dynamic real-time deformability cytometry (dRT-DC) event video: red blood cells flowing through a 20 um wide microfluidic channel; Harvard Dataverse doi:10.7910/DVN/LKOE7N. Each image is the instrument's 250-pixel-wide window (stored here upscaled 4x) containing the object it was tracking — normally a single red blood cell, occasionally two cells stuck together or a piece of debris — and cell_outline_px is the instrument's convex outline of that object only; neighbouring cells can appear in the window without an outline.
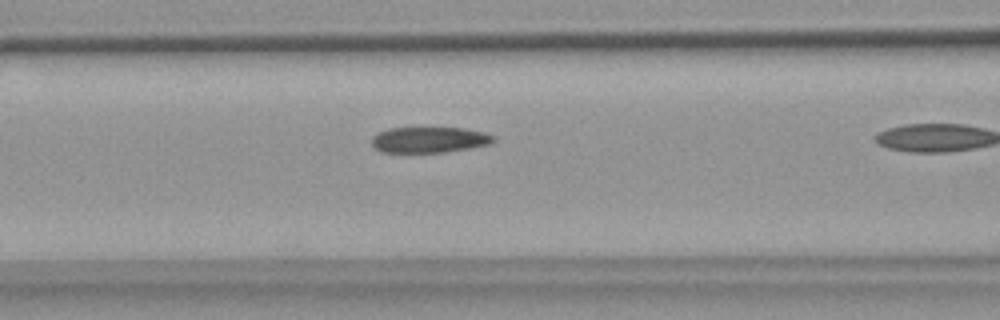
{"species": "common noctule bat (a hibernating species)", "species_latin": "Nyctalus noctula", "temperature_condition": "warm", "stored_images_in_passage": 14, "camera_frame_rate_fps": 3000, "um_per_image_px": 0.085, "animal": {"sex": "female", "body_mass_g": 18.4}, "frame": {"image": 1, "passage_image": 10, "time_ms": 3.0, "image_size_px": [1000, 320], "cell_outline_px": [[496, 140], [492, 144], [444, 152], [380, 152], [372, 144], [372, 136], [388, 128], [464, 128], [484, 132], [492, 136]], "centroid_in_image_um": [36.5, 11.88], "position_along_channel_um": 130.1, "area_um2": 18.21}}